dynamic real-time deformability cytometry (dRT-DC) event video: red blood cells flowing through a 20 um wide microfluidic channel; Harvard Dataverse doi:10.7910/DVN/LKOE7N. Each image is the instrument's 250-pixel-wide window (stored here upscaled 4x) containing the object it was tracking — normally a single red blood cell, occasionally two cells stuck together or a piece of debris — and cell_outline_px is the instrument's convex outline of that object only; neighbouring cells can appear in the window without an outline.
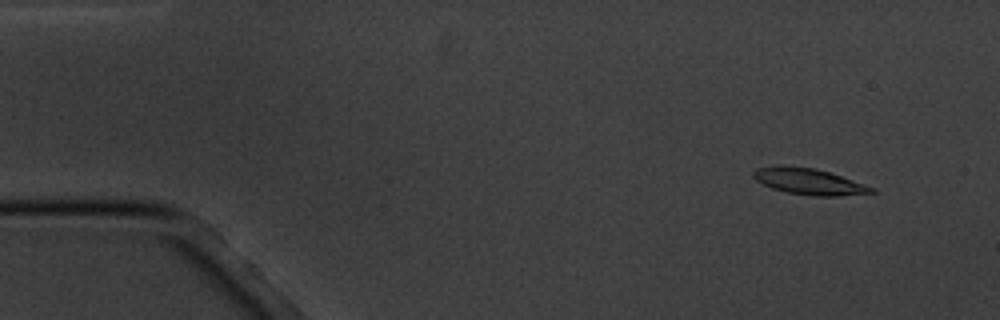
{"species": "common noctule bat (a hibernating species)", "species_latin": "Nyctalus noctula", "temperature_condition": "cold", "stored_images_in_passage": 5, "camera_frame_rate_fps": 3000, "um_per_image_px": 0.085, "animal": {"sex": "male", "body_mass_g": 20.1, "forearm_length_mm": 53.5}, "frame": {"image": 1, "passage_image": 2, "time_ms": 1.0, "image_size_px": [1000, 320], "cell_outline_px": [[876, 192], [840, 196], [812, 196], [784, 192], [772, 188], [756, 180], [752, 176], [752, 172], [756, 168], [780, 164], [816, 168], [876, 188]], "centroid_in_image_um": [68.72, 15.42], "position_along_channel_um": 16.3, "area_um2": 18.21}}
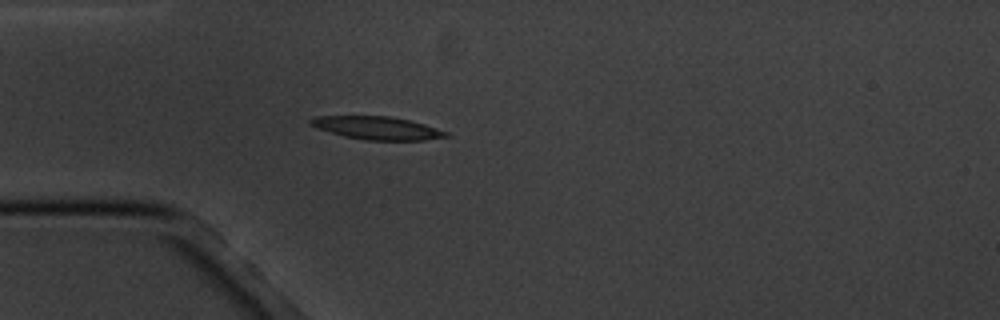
{"frame": {"image": 2, "passage_image": 5, "time_ms": 4.667, "image_size_px": [1000, 320], "cell_outline_px": [[452, 136], [424, 140], [364, 140], [344, 136], [316, 128], [308, 124], [308, 120], [316, 116], [388, 116], [408, 120], [424, 124], [448, 132]], "centroid_in_image_um": [32.04, 10.88], "position_along_channel_um": 53.0, "area_um2": 18.15}}